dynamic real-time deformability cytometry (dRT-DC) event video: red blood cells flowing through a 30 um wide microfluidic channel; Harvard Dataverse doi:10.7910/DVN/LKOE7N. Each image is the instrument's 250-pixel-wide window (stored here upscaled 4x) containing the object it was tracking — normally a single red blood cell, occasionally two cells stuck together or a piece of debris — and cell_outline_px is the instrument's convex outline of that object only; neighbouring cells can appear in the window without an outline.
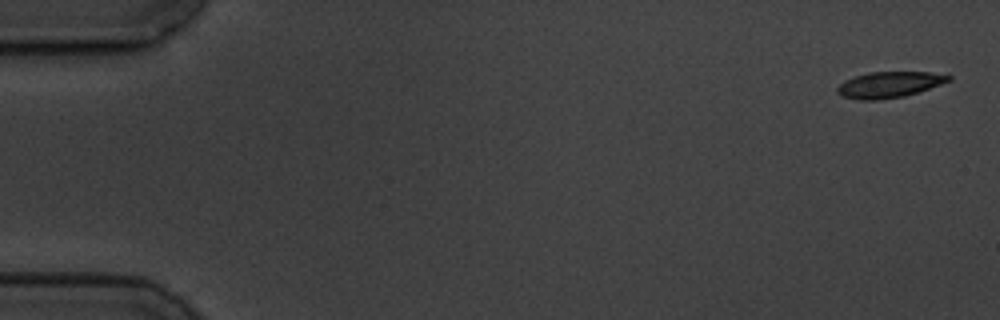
{"species": "common noctule bat (a hibernating species)", "species_latin": "Nyctalus noctula", "temperature_condition": "cold", "stored_images_in_passage": 5, "camera_frame_rate_fps": 3000, "um_per_image_px": 0.085, "animal": {"sex": "male", "body_mass_g": 19.5, "forearm_length_mm": 54.6}, "frame": {"image": 1, "passage_image": 1, "time_ms": 0.0, "image_size_px": [1000, 320], "cell_outline_px": [[952, 80], [904, 96], [876, 100], [860, 100], [844, 96], [836, 92], [836, 88], [844, 80], [868, 72], [932, 72], [952, 76]], "centroid_in_image_um": [75.57, 7.18], "position_along_channel_um": 9.4, "area_um2": 16.65}}
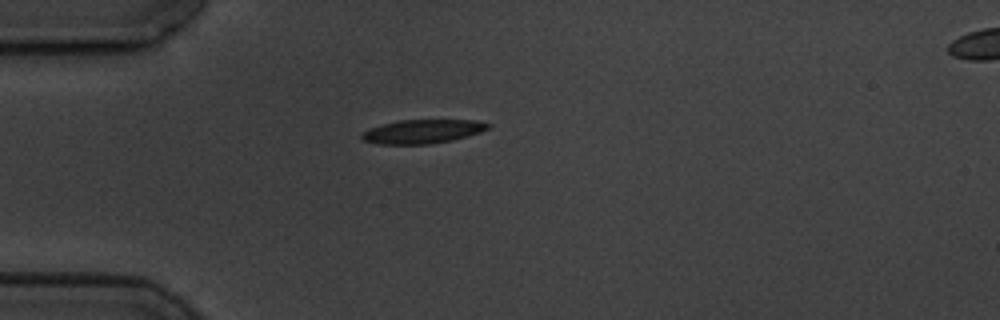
{"frame": {"image": 2, "passage_image": 5, "time_ms": 4.667, "image_size_px": [1000, 320], "cell_outline_px": [[492, 128], [480, 132], [452, 140], [428, 144], [380, 144], [364, 140], [360, 136], [368, 128], [400, 120], [476, 120], [492, 124]], "centroid_in_image_um": [35.96, 11.17], "position_along_channel_um": 49.0, "area_um2": 17.46}}